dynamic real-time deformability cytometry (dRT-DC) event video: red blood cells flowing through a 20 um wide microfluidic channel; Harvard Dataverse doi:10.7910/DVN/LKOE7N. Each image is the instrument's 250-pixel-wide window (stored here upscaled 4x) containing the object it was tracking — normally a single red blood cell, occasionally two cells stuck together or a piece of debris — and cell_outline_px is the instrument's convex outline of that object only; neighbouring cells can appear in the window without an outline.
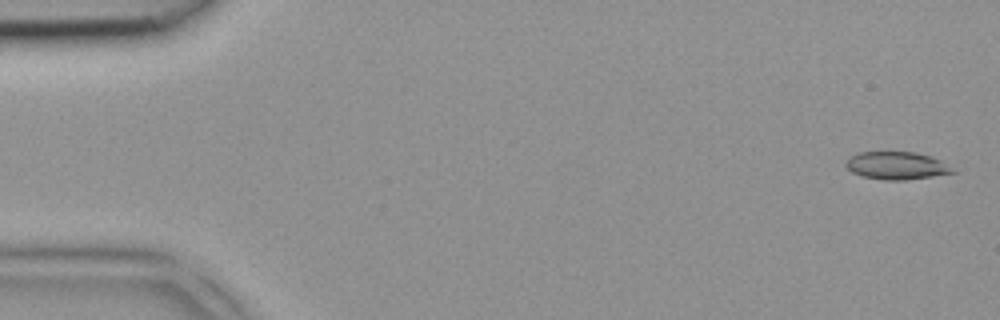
{"species": "common noctule bat (a hibernating species)", "species_latin": "Nyctalus noctula", "temperature_condition": "room temperature", "stored_images_in_passage": 6, "camera_frame_rate_fps": 3000, "um_per_image_px": 0.085, "animal": {"sex": "female", "body_mass_g": 18.4}, "frame": {"image": 1, "passage_image": 1, "time_ms": 0.0, "image_size_px": [1000, 320], "cell_outline_px": [[960, 172], [904, 180], [884, 180], [860, 176], [852, 172], [844, 164], [856, 152], [916, 152], [932, 156], [940, 160]], "centroid_in_image_um": [76.24, 14.08], "position_along_channel_um": 8.8, "area_um2": 17.34}}
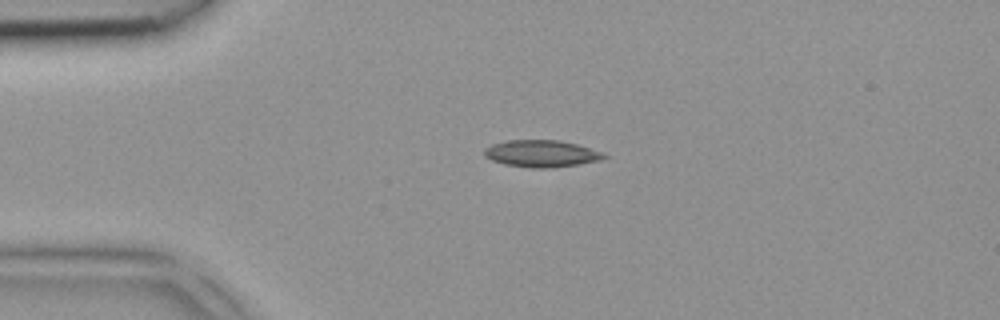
{"frame": {"image": 2, "passage_image": 3, "time_ms": 0.667, "image_size_px": [1000, 320], "cell_outline_px": [[608, 156], [604, 160], [548, 168], [532, 168], [504, 164], [492, 160], [484, 156], [484, 148], [492, 144], [508, 140], [560, 140], [576, 144], [604, 152]], "centroid_in_image_um": [46.04, 13.05], "position_along_channel_um": 39.0, "area_um2": 18.84}}
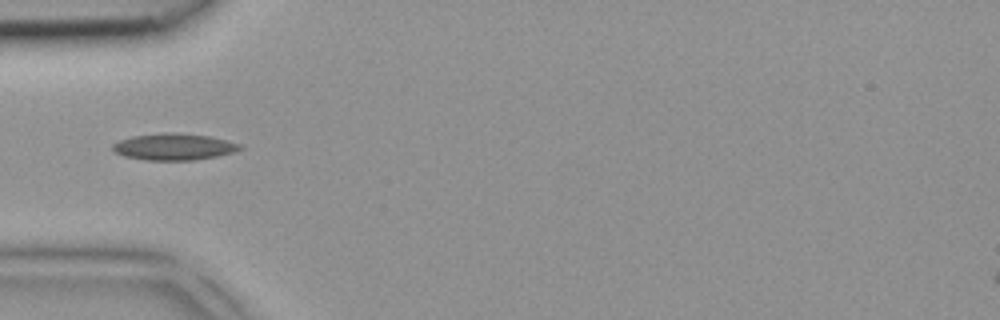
{"frame": {"image": 3, "passage_image": 4, "time_ms": 1.0, "image_size_px": [1000, 320], "cell_outline_px": [[244, 148], [232, 152], [216, 156], [192, 160], [144, 160], [124, 156], [112, 152], [112, 144], [120, 140], [132, 136], [164, 132], [172, 132], [212, 136], [240, 144]], "centroid_in_image_um": [14.75, 12.47], "position_along_channel_um": 70.3, "area_um2": 19.83}}